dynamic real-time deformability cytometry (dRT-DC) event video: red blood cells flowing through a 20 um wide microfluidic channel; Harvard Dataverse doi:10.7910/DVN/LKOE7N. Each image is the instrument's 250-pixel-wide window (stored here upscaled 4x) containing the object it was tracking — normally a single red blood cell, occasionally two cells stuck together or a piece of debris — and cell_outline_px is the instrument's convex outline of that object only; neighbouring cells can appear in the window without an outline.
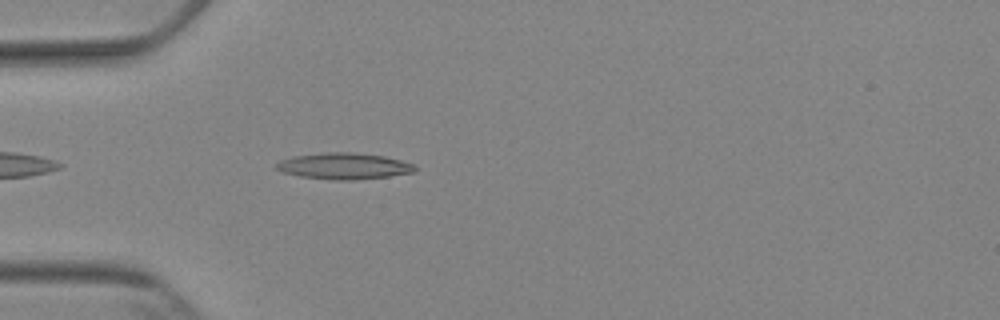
{"species": "Egyptian fruit bat (a non-hibernating species)", "species_latin": "Rousettus aegyptiacus", "temperature_condition": "cold", "stored_images_in_passage": 4, "camera_frame_rate_fps": 3000, "um_per_image_px": 0.085, "animal": {"sex": "female"}, "frame": {"image": 1, "passage_image": 4, "time_ms": 4.333, "image_size_px": [1000, 320], "cell_outline_px": [[416, 168], [412, 172], [388, 176], [352, 180], [336, 180], [300, 176], [284, 172], [276, 168], [276, 164], [280, 160], [292, 156], [324, 152], [352, 152], [384, 156], [416, 164]], "centroid_in_image_um": [29.23, 14.1], "position_along_channel_um": 55.8, "area_um2": 21.1}}